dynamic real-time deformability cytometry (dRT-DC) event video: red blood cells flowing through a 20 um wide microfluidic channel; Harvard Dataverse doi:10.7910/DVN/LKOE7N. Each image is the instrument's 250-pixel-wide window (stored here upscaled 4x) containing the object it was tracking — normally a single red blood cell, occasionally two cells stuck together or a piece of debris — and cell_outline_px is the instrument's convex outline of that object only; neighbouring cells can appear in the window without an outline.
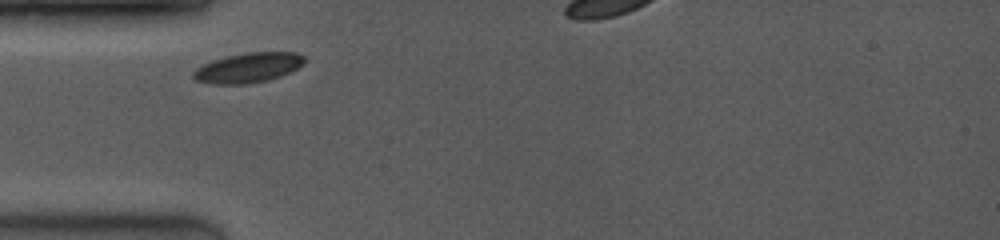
{"species": "common noctule bat (a hibernating species)", "species_latin": "Nyctalus noctula", "temperature_condition": "room temperature", "stored_images_in_passage": 20, "segment_of_instrument_passage": [1, 2], "camera_frame_rate_fps": 4000, "um_per_image_px": 0.085, "animal": {"sex": "female", "body_mass_g": 19.0, "forearm_length_mm": 53.3}, "frame": {"image": 1, "passage_image": 1, "time_ms": 0.0, "image_size_px": [1000, 240], "cell_outline_px": [[304, 64], [280, 76], [268, 80], [244, 84], [216, 84], [196, 80], [192, 76], [192, 72], [196, 68], [212, 60], [228, 56], [248, 52], [296, 52], [304, 56]], "centroid_in_image_um": [21.09, 5.75], "position_along_channel_um": 63.9, "area_um2": 19.13}}
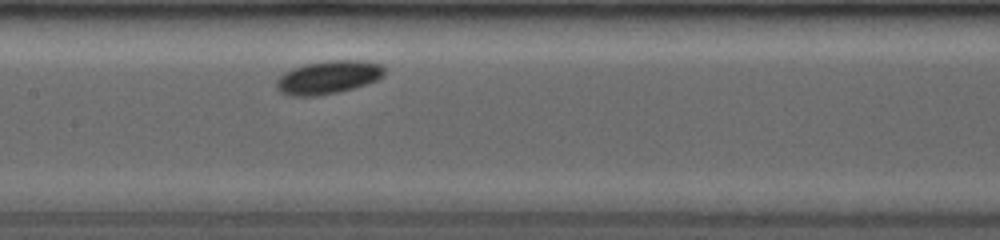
{"frame": {"image": 2, "passage_image": 7, "time_ms": 3.0, "image_size_px": [1000, 240], "cell_outline_px": [[384, 72], [376, 80], [352, 88], [336, 92], [316, 96], [292, 96], [280, 92], [276, 88], [276, 80], [284, 72], [292, 68], [304, 64], [332, 60], [360, 60], [380, 64], [384, 68]], "centroid_in_image_um": [27.84, 6.57], "position_along_channel_um": 179.6, "area_um2": 20.63}}
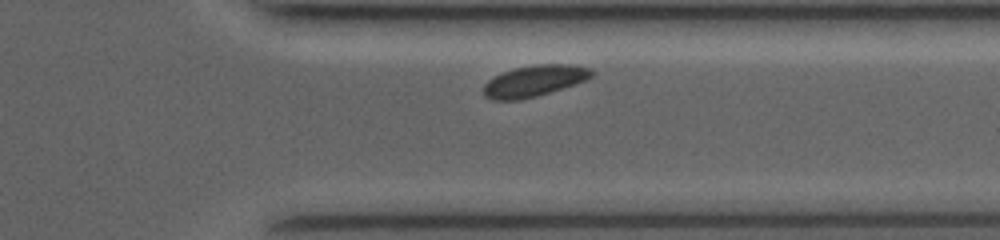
{"frame": {"image": 3, "passage_image": 17, "time_ms": 7.75, "image_size_px": [1000, 240], "cell_outline_px": [[592, 76], [576, 84], [536, 96], [520, 100], [492, 100], [484, 96], [484, 84], [488, 80], [504, 72], [516, 68], [536, 64], [572, 64], [592, 68]], "centroid_in_image_um": [45.42, 6.88], "position_along_channel_um": 366.0, "area_um2": 19.54}}